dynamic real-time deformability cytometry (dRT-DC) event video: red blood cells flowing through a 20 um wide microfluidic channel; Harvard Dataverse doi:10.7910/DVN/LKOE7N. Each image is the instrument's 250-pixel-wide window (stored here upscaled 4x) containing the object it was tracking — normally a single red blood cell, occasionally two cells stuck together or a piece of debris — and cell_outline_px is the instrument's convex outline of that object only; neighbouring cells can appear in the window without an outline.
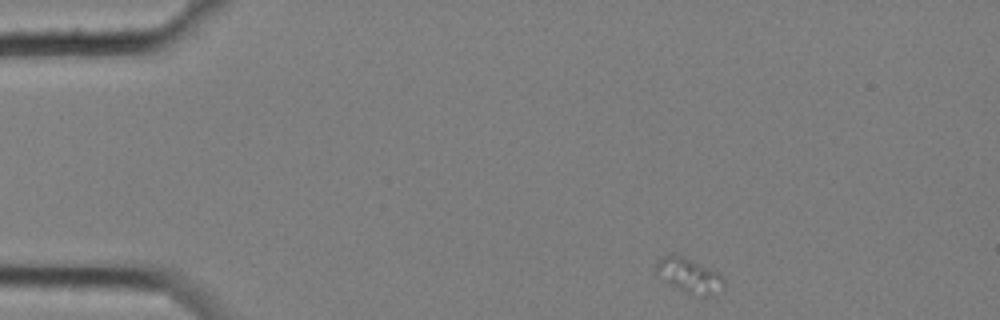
{"species": "common noctule bat (a hibernating species)", "species_latin": "Nyctalus noctula", "temperature_condition": "cold", "stored_images_in_passage": 6, "camera_frame_rate_fps": 3000, "um_per_image_px": 0.085, "animal": {"sex": "female", "body_mass_g": 25.1}, "frame": {"image": 1, "passage_image": 1, "time_ms": 0.0, "image_size_px": [1000, 320], "cell_outline_px": [[724, 288], [700, 300], [688, 296], [652, 272], [656, 264], [664, 256], [680, 256], [708, 268], [716, 272], [724, 280]], "centroid_in_image_um": [58.56, 23.53], "position_along_channel_um": 26.4, "area_um2": 13.76}}
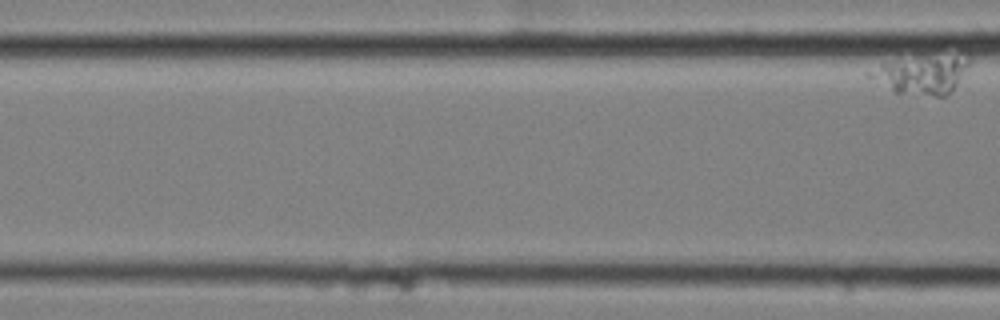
{"frame": {"image": 2, "passage_image": 6, "time_ms": 1.667, "image_size_px": [1000, 320], "cell_outline_px": [[972, 60], [968, 68], [956, 84], [944, 96], [936, 96], [896, 92], [864, 76], [864, 72], [880, 64], [968, 52], [972, 56]], "centroid_in_image_um": [78.39, 6.32], "position_along_channel_um": 88.2, "area_um2": 22.08}}